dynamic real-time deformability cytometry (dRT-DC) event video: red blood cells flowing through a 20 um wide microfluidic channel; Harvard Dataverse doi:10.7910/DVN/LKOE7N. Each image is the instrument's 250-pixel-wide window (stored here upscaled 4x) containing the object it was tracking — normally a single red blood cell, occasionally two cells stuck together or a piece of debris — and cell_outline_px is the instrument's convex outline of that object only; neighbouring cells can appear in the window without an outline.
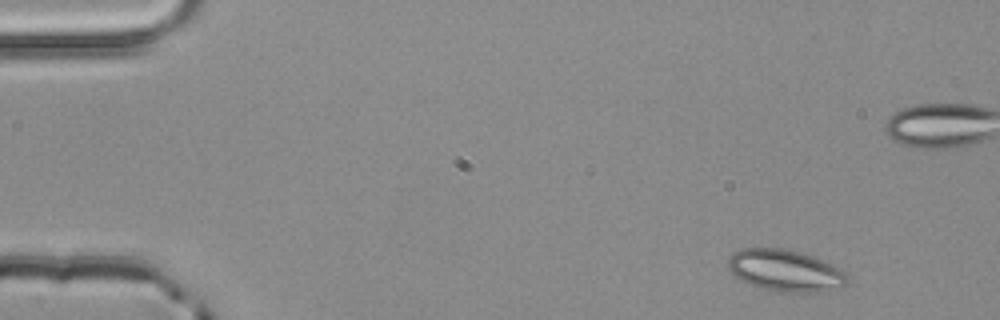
{"species": "common noctule bat (a hibernating species)", "species_latin": "Nyctalus noctula", "temperature_condition": "room temperature", "stored_images_in_passage": 4, "camera_frame_rate_fps": 3000, "um_per_image_px": 0.085, "animal": {"sex": "male", "body_mass_g": 20.4}, "frame": {"image": 1, "passage_image": 1, "time_ms": 0.0, "image_size_px": [1000, 320], "cell_outline_px": [[848, 280], [840, 288], [816, 292], [776, 292], [760, 288], [740, 280], [728, 268], [728, 260], [732, 252], [740, 248], [788, 248], [824, 260], [840, 268], [844, 272]], "centroid_in_image_um": [66.73, 22.99], "position_along_channel_um": 18.3, "area_um2": 29.19}}